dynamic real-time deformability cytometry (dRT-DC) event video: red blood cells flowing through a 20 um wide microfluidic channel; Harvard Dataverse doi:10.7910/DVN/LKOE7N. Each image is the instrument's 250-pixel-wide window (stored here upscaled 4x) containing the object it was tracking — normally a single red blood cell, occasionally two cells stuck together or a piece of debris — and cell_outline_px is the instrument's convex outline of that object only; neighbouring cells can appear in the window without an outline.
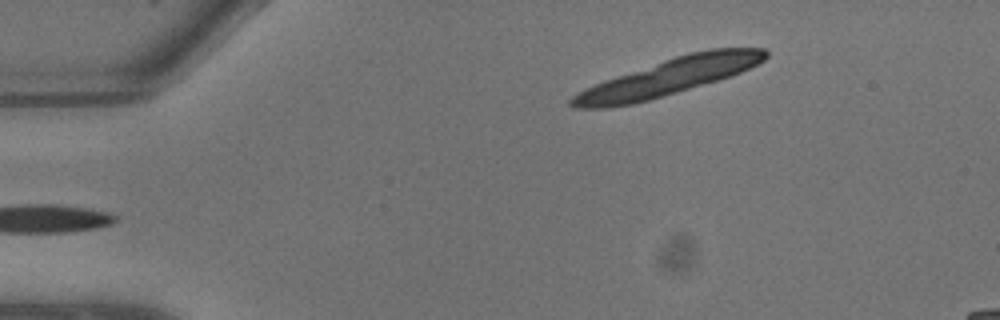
{"species": "common noctule bat (a hibernating species)", "species_latin": "Nyctalus noctula", "temperature_condition": "warm", "stored_images_in_passage": 6, "camera_frame_rate_fps": 3000, "um_per_image_px": 0.085, "animal": {"sex": "male", "body_mass_g": 13.3}, "frame": {"image": 1, "passage_image": 6, "time_ms": 1.667, "image_size_px": [1000, 320], "cell_outline_px": [[768, 56], [764, 60], [732, 76], [648, 100], [632, 104], [608, 108], [576, 108], [568, 104], [568, 100], [572, 96], [604, 80], [676, 56], [708, 48], [764, 48], [768, 52]], "centroid_in_image_um": [56.82, 6.55], "position_along_channel_um": 28.2, "area_um2": 40.63}}